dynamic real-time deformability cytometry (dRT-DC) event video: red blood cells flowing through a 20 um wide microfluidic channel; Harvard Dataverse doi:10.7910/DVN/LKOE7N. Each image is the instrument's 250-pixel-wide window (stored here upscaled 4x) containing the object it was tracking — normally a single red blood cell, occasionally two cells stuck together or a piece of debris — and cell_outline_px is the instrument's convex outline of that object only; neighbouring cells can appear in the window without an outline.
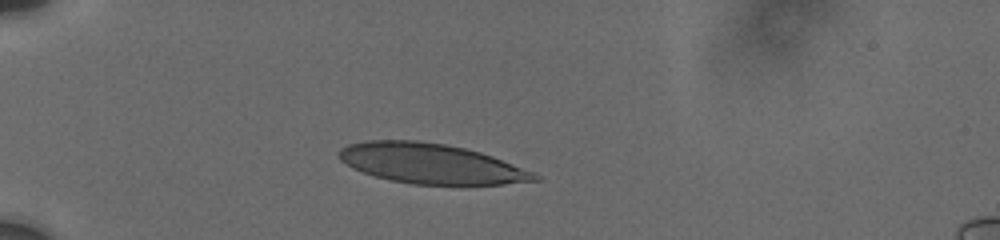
{"species": "human", "species_latin": "Homo sapiens", "temperature_condition": "cold", "stored_images_in_passage": 5, "camera_frame_rate_fps": 3000, "um_per_image_px": 0.085, "donor": {"sex": "male"}, "frame": {"image": 1, "passage_image": 1, "time_ms": 0.0, "image_size_px": [1000, 240], "cell_outline_px": [[544, 180], [504, 184], [412, 184], [392, 180], [376, 176], [352, 168], [340, 160], [340, 148], [348, 144], [364, 140], [416, 140], [448, 144], [480, 152], [492, 156], [536, 172]], "centroid_in_image_um": [36.68, 13.9], "position_along_channel_um": 48.3, "area_um2": 45.66}}
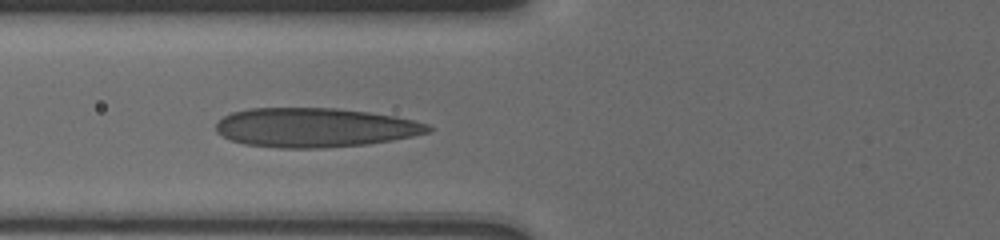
{"frame": {"image": 2, "passage_image": 4, "time_ms": 2.333, "image_size_px": [1000, 240], "cell_outline_px": [[432, 132], [392, 140], [368, 144], [320, 148], [280, 148], [244, 144], [232, 140], [216, 132], [216, 124], [224, 116], [232, 112], [248, 108], [336, 108], [368, 112], [396, 116], [416, 120], [428, 124], [432, 128]], "centroid_in_image_um": [26.79, 10.84], "position_along_channel_um": 99.0, "area_um2": 48.67}}
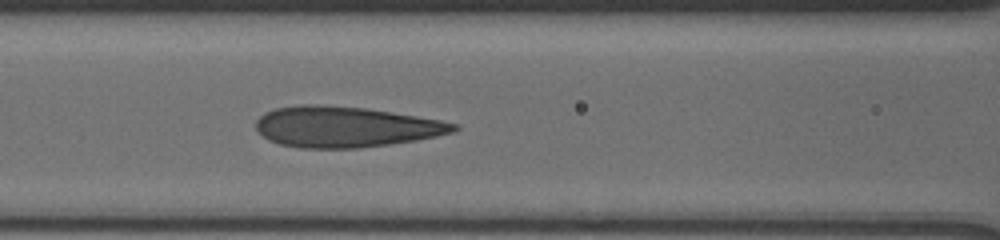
{"frame": {"image": 3, "passage_image": 5, "time_ms": 3.333, "image_size_px": [1000, 240], "cell_outline_px": [[460, 128], [456, 132], [416, 140], [360, 148], [300, 148], [280, 144], [268, 140], [256, 132], [256, 120], [264, 112], [276, 108], [300, 104], [316, 104], [364, 108], [392, 112], [440, 120], [460, 124]], "centroid_in_image_um": [29.35, 10.78], "position_along_channel_um": 137.3, "area_um2": 47.16}}